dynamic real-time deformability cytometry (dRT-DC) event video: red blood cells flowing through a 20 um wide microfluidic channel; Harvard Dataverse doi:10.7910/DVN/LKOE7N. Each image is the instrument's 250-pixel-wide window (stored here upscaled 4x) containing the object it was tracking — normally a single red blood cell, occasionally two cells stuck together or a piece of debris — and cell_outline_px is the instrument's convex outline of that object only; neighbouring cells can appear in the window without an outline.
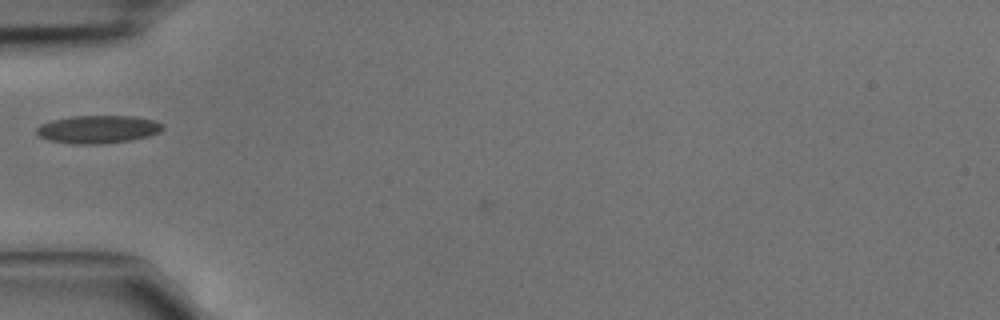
{"species": "common noctule bat (a hibernating species)", "species_latin": "Nyctalus noctula", "temperature_condition": "cold", "stored_images_in_passage": 25, "camera_frame_rate_fps": 3000, "um_per_image_px": 0.085, "animal": {"sex": "male", "body_mass_g": 15.6}, "frame": {"image": 1, "passage_image": 1, "time_ms": 0.0, "image_size_px": [1000, 320], "cell_outline_px": [[164, 128], [160, 132], [148, 136], [128, 140], [100, 144], [72, 144], [48, 140], [40, 136], [36, 132], [36, 128], [40, 124], [52, 120], [72, 116], [132, 116], [156, 120], [164, 124]], "centroid_in_image_um": [8.33, 10.98], "position_along_channel_um": 76.7, "area_um2": 20.58}}
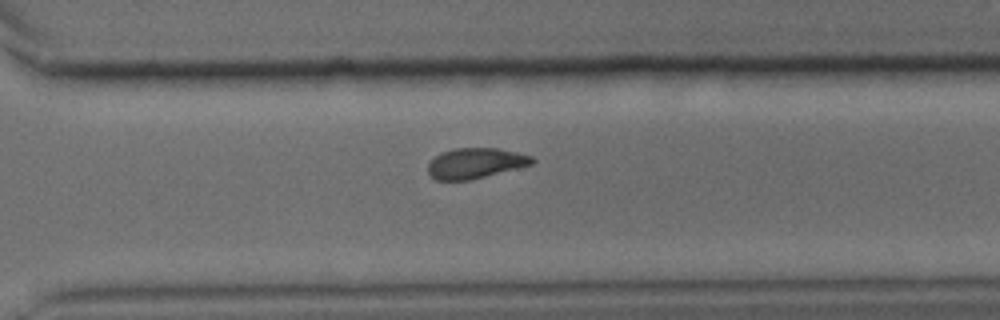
{"frame": {"image": 2, "passage_image": 18, "time_ms": 5.667, "image_size_px": [1000, 320], "cell_outline_px": [[536, 160], [532, 164], [468, 180], [436, 180], [428, 172], [428, 164], [436, 156], [444, 152], [456, 148], [496, 148], [516, 152], [532, 156]], "centroid_in_image_um": [40.41, 13.86], "position_along_channel_um": 330.2, "area_um2": 18.03}}
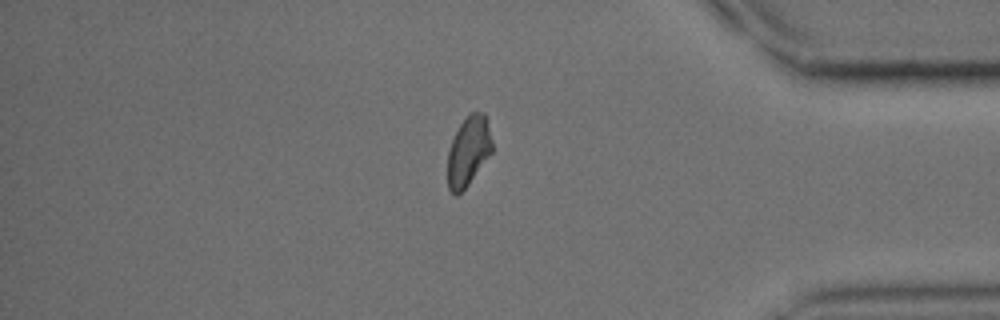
{"frame": {"image": 3, "passage_image": 24, "time_ms": 7.667, "image_size_px": [1000, 320], "cell_outline_px": [[492, 152], [468, 184], [456, 196], [448, 188], [448, 152], [452, 140], [460, 124], [472, 112], [484, 112], [492, 140]], "centroid_in_image_um": [39.81, 12.85], "position_along_channel_um": 395.4, "area_um2": 17.63}}